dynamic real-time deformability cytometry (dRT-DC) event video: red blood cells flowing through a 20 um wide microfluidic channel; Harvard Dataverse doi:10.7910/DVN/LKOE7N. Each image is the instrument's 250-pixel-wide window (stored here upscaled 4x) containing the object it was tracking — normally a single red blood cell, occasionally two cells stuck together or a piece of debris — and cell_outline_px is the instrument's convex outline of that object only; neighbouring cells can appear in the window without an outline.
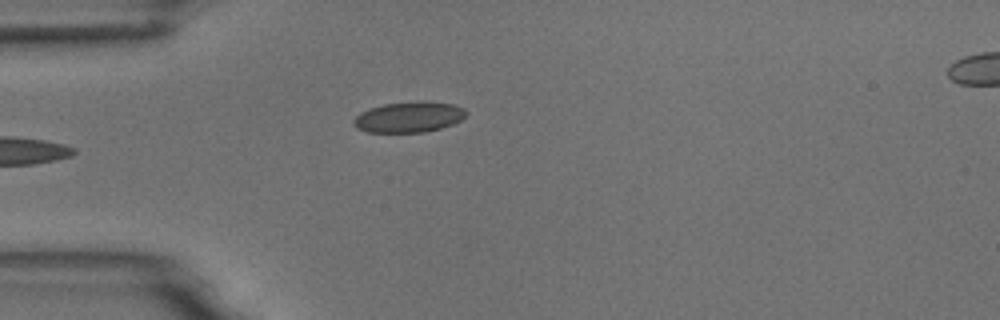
{"species": "common noctule bat (a hibernating species)", "species_latin": "Nyctalus noctula", "temperature_condition": "room temperature", "stored_images_in_passage": 7, "camera_frame_rate_fps": 3000, "um_per_image_px": 0.085, "animal": {"sex": "male", "body_mass_g": 18.8}, "frame": {"image": 1, "passage_image": 5, "time_ms": 4.667, "image_size_px": [1000, 320], "cell_outline_px": [[468, 112], [460, 120], [452, 124], [440, 128], [424, 132], [368, 132], [356, 128], [352, 124], [352, 120], [360, 112], [384, 104], [420, 100], [456, 104], [464, 108]], "centroid_in_image_um": [34.76, 9.94], "position_along_channel_um": 50.2, "area_um2": 20.23}}